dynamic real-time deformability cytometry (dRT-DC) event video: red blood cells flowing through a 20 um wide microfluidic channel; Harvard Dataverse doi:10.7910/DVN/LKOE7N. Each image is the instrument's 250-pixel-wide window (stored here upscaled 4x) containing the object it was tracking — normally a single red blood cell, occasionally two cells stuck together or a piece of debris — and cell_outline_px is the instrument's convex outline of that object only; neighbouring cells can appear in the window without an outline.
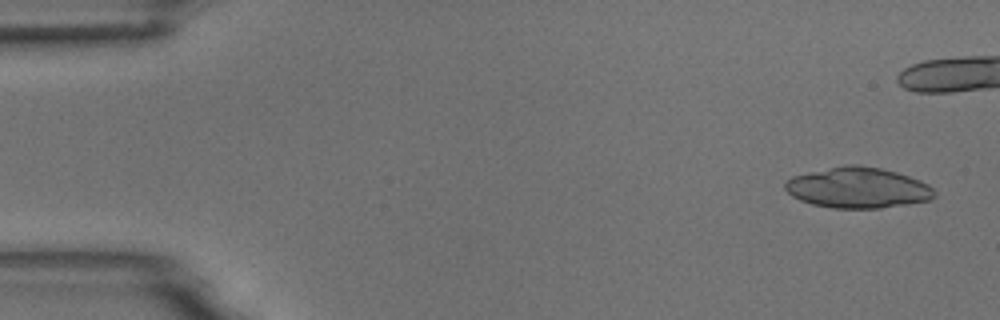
{"species": "common noctule bat (a hibernating species)", "species_latin": "Nyctalus noctula", "temperature_condition": "room temperature", "stored_images_in_passage": 12, "camera_frame_rate_fps": 3000, "um_per_image_px": 0.085, "animal": {"sex": "male", "body_mass_g": 18.8}, "frame": {"image": 1, "passage_image": 1, "time_ms": 0.0, "image_size_px": [1000, 320], "cell_outline_px": [[936, 196], [928, 200], [908, 204], [880, 208], [832, 208], [812, 204], [800, 200], [792, 196], [784, 188], [784, 184], [792, 176], [848, 164], [856, 164], [880, 168], [896, 172], [920, 180], [928, 184], [936, 192]], "centroid_in_image_um": [72.93, 15.96], "position_along_channel_um": 12.1, "area_um2": 35.26}}
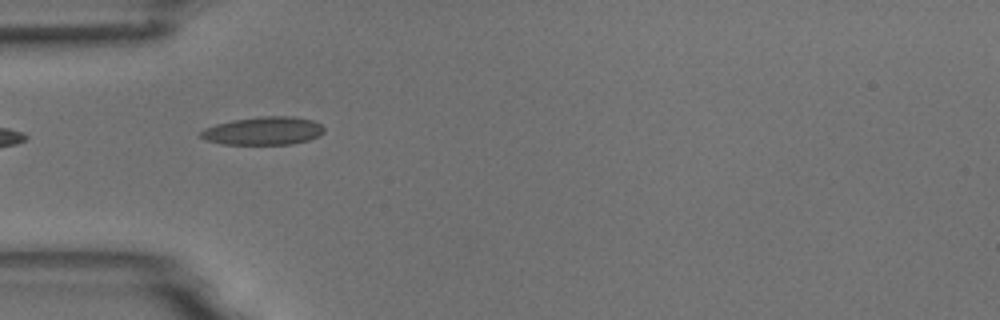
{"frame": {"image": 2, "passage_image": 6, "time_ms": 1.667, "image_size_px": [1000, 320], "cell_outline_px": [[324, 132], [320, 136], [308, 140], [292, 144], [220, 144], [204, 140], [200, 136], [200, 132], [204, 128], [216, 124], [232, 120], [260, 116], [292, 116], [312, 120], [320, 124], [324, 128]], "centroid_in_image_um": [22.37, 11.12], "position_along_channel_um": 62.6, "area_um2": 20.35}}